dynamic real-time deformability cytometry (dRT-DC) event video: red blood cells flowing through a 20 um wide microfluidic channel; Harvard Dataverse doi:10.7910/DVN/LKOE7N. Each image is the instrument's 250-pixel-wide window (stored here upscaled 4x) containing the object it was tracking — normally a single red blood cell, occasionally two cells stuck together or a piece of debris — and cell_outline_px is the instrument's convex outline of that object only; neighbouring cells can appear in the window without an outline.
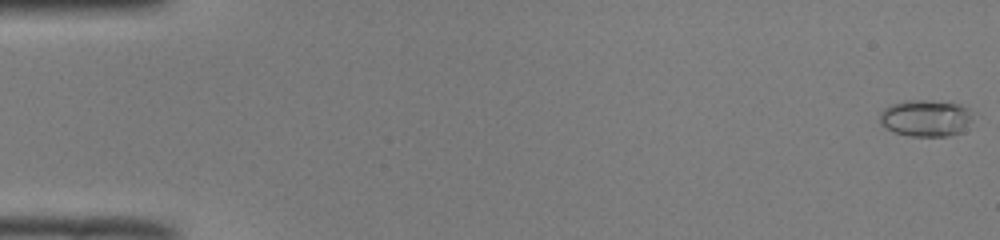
{"species": "common noctule bat (a hibernating species)", "species_latin": "Nyctalus noctula", "temperature_condition": "room temperature", "stored_images_in_passage": 52, "camera_frame_rate_fps": 3000, "um_per_image_px": 0.085, "animal": {"sex": "male", "body_mass_g": 19.0, "forearm_length_mm": 50.8}, "frame": {"image": 1, "passage_image": 1, "time_ms": 0.0, "image_size_px": [1000, 240], "cell_outline_px": [[976, 112], [972, 120], [964, 132], [948, 136], [908, 136], [892, 132], [880, 124], [880, 112], [884, 108], [892, 104], [904, 100], [924, 100], [960, 104]], "centroid_in_image_um": [78.73, 10.05], "position_along_channel_um": 6.3, "area_um2": 20.4}}
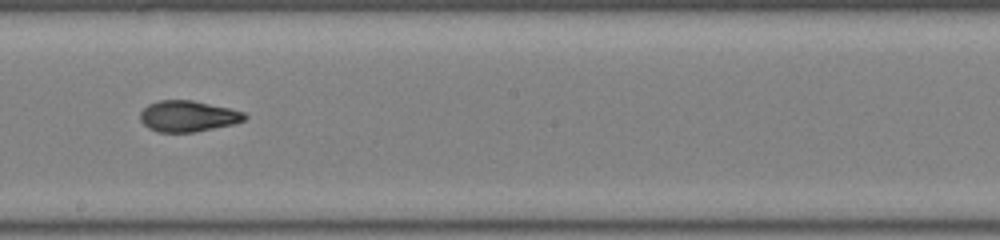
{"frame": {"image": 2, "passage_image": 30, "time_ms": 9.667, "image_size_px": [1000, 240], "cell_outline_px": [[248, 116], [244, 120], [232, 124], [196, 132], [156, 132], [148, 128], [140, 120], [140, 112], [148, 104], [160, 100], [192, 100], [228, 108], [244, 112]], "centroid_in_image_um": [15.95, 9.88], "position_along_channel_um": 232.3, "area_um2": 18.84}}
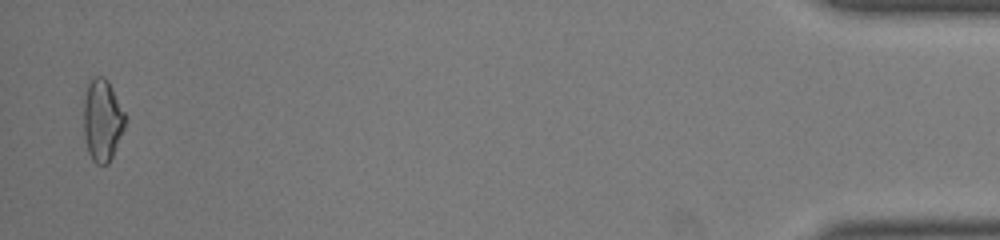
{"frame": {"image": 3, "passage_image": 51, "time_ms": 16.667, "image_size_px": [1000, 240], "cell_outline_px": [[128, 120], [112, 156], [108, 164], [96, 164], [92, 160], [88, 152], [84, 136], [84, 100], [88, 80], [92, 76], [104, 76], [108, 80]], "centroid_in_image_um": [8.7, 10.19], "position_along_channel_um": 426.5, "area_um2": 20.0}, "authors_computed_cell_mechanics": {"area_um2": 19.1607, "velocity_mm_per_s": 4.0041, "shape_relaxation_time_tau1_ms": null, "shape_relaxation_time_tau2_ms": 1.9746, "deformation_change_tau1": null, "deformation_change_tau2": 0.0636}}